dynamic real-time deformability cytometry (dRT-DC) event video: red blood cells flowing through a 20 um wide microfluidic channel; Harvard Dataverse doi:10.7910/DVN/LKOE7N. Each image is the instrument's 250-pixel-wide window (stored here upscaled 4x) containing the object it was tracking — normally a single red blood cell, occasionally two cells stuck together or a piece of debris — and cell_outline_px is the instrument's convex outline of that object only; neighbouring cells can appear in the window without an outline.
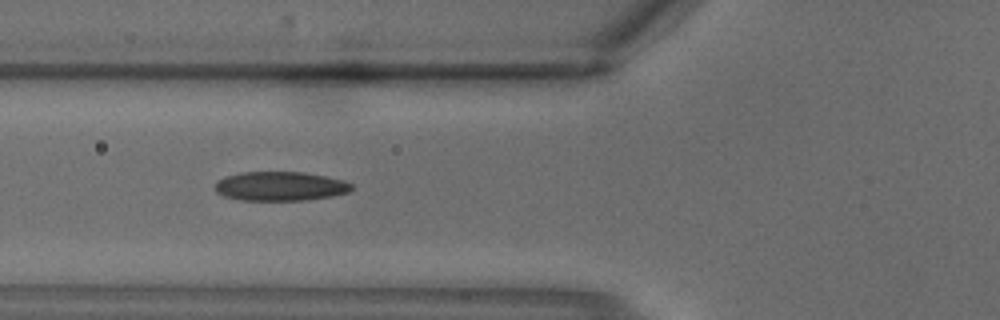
{"species": "common noctule bat (a hibernating species)", "species_latin": "Nyctalus noctula", "temperature_condition": "warm", "stored_images_in_passage": 3, "camera_frame_rate_fps": 3000, "um_per_image_px": 0.085, "animal": {"sex": "male", "body_mass_g": 18.8}, "frame": {"image": 1, "passage_image": 3, "time_ms": 0.667, "image_size_px": [1000, 320], "cell_outline_px": [[352, 188], [348, 192], [332, 196], [304, 200], [240, 200], [224, 196], [216, 192], [216, 180], [224, 176], [240, 172], [304, 172], [344, 180], [352, 184]], "centroid_in_image_um": [23.79, 15.82], "position_along_channel_um": 102.0, "area_um2": 23.24}}